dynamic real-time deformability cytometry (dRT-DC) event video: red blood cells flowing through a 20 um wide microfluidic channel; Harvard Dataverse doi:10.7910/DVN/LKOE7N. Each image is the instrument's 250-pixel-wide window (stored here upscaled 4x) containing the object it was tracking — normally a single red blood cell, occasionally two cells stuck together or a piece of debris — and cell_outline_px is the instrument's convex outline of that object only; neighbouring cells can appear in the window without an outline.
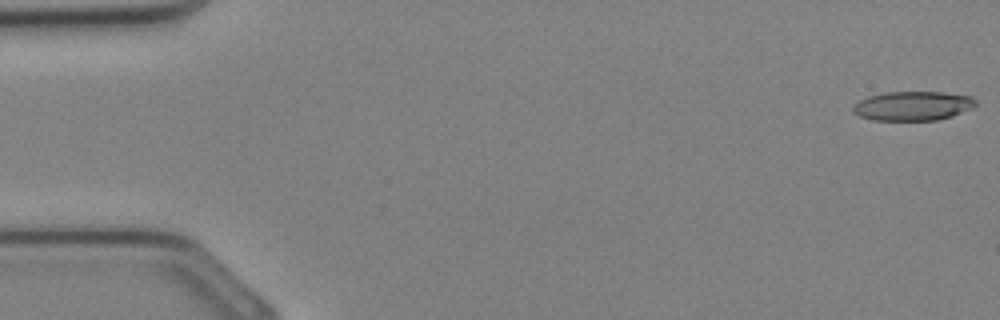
{"species": "Egyptian fruit bat (a non-hibernating species)", "species_latin": "Rousettus aegyptiacus", "temperature_condition": "cold", "stored_images_in_passage": 34, "camera_frame_rate_fps": 3000, "um_per_image_px": 0.085, "animal": {"sex": "female"}, "frame": {"image": 1, "passage_image": 1, "time_ms": 0.0, "image_size_px": [1000, 320], "cell_outline_px": [[976, 104], [972, 108], [952, 116], [936, 120], [872, 120], [860, 116], [852, 112], [852, 108], [860, 100], [868, 96], [884, 92], [940, 92], [972, 96], [976, 100]], "centroid_in_image_um": [77.59, 9.0], "position_along_channel_um": 7.4, "area_um2": 20.87}}
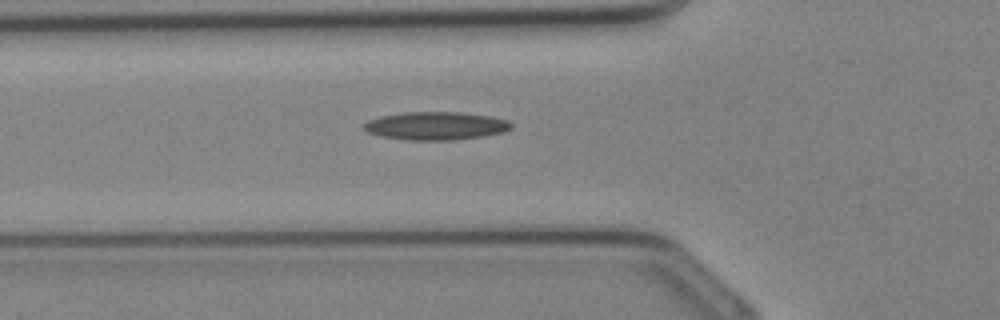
{"frame": {"image": 2, "passage_image": 12, "time_ms": 3.667, "image_size_px": [1000, 320], "cell_outline_px": [[512, 128], [504, 132], [484, 136], [452, 140], [408, 140], [380, 136], [368, 132], [364, 128], [364, 124], [368, 120], [380, 116], [404, 112], [460, 112], [488, 116], [508, 120], [512, 124]], "centroid_in_image_um": [37.05, 10.7], "position_along_channel_um": 88.7, "area_um2": 24.1}}
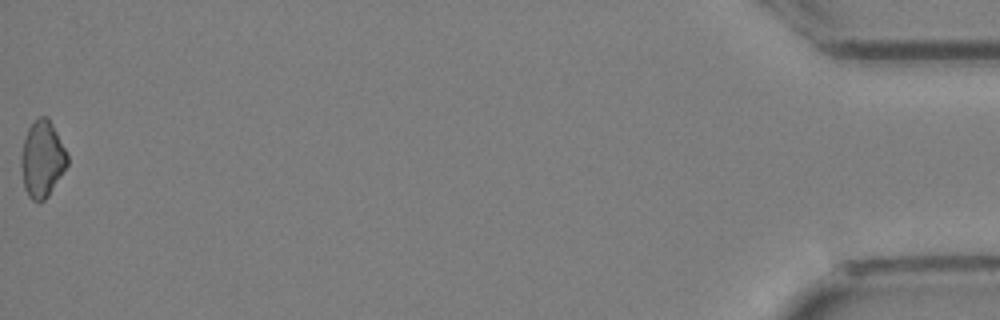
{"frame": {"image": 3, "passage_image": 34, "time_ms": 11.0, "image_size_px": [1000, 320], "cell_outline_px": [[68, 164], [48, 196], [40, 204], [32, 200], [28, 196], [24, 188], [20, 164], [20, 156], [24, 140], [28, 128], [36, 116], [48, 116], [68, 152]], "centroid_in_image_um": [3.58, 13.51], "position_along_channel_um": 431.6, "area_um2": 20.98}}